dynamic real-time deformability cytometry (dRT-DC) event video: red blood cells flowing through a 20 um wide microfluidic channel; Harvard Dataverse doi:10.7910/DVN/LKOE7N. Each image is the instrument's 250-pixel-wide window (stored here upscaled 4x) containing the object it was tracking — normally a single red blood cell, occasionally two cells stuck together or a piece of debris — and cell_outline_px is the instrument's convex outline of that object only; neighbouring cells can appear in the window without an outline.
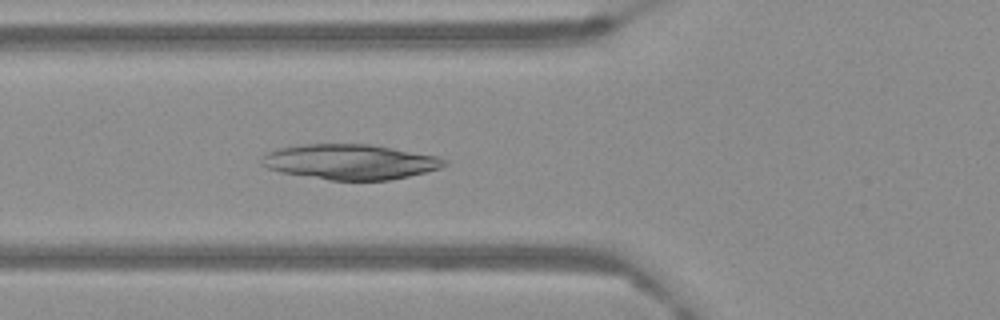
{"species": "Egyptian fruit bat (a non-hibernating species)", "species_latin": "Rousettus aegyptiacus", "temperature_condition": "warm", "stored_images_in_passage": 65, "camera_frame_rate_fps": 3000, "um_per_image_px": 0.085, "frame": {"image": 1, "passage_image": 25, "time_ms": 8.0, "image_size_px": [1000, 320], "cell_outline_px": [[448, 164], [440, 168], [408, 176], [388, 180], [328, 180], [280, 172], [268, 168], [260, 164], [260, 160], [264, 152], [276, 148], [304, 144], [372, 144], [440, 156], [448, 160]], "centroid_in_image_um": [29.74, 13.74], "position_along_channel_um": 96.1, "area_um2": 37.86}}
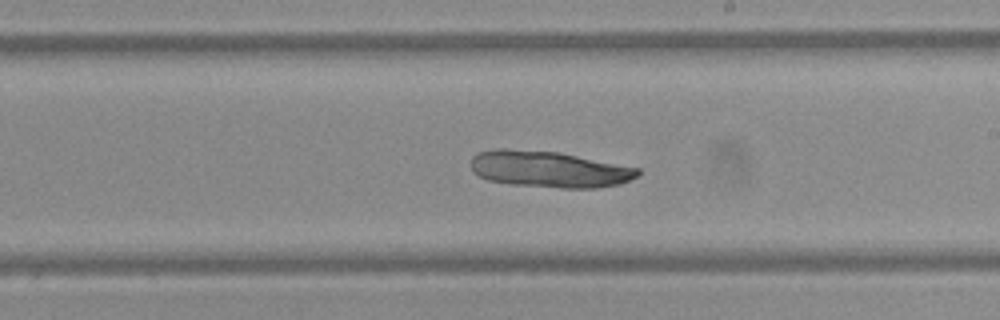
{"frame": {"image": 2, "passage_image": 39, "time_ms": 12.667, "image_size_px": [1000, 320], "cell_outline_px": [[640, 172], [636, 176], [620, 184], [596, 188], [560, 188], [512, 184], [488, 180], [472, 172], [472, 156], [476, 152], [496, 148], [504, 148], [560, 152], [640, 168]], "centroid_in_image_um": [46.65, 14.37], "position_along_channel_um": 242.3, "area_um2": 35.55}}
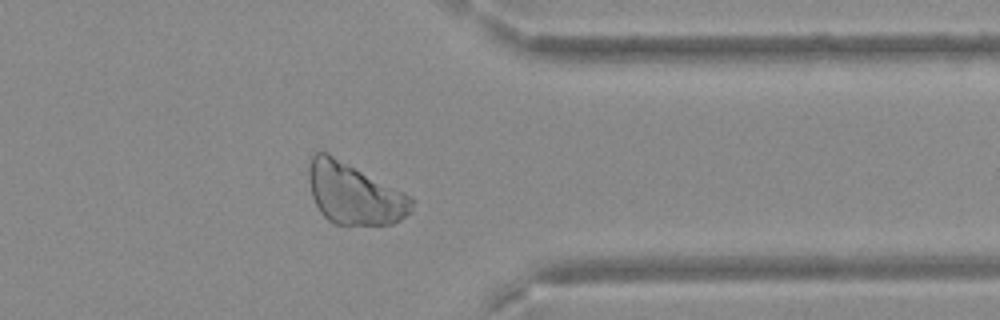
{"frame": {"image": 3, "passage_image": 53, "time_ms": 17.333, "image_size_px": [1000, 320], "cell_outline_px": [[416, 200], [408, 212], [400, 220], [392, 224], [332, 224], [320, 212], [312, 196], [308, 180], [308, 164], [312, 152], [328, 152], [412, 196]], "centroid_in_image_um": [30.08, 16.43], "position_along_channel_um": 381.3, "area_um2": 36.99}}